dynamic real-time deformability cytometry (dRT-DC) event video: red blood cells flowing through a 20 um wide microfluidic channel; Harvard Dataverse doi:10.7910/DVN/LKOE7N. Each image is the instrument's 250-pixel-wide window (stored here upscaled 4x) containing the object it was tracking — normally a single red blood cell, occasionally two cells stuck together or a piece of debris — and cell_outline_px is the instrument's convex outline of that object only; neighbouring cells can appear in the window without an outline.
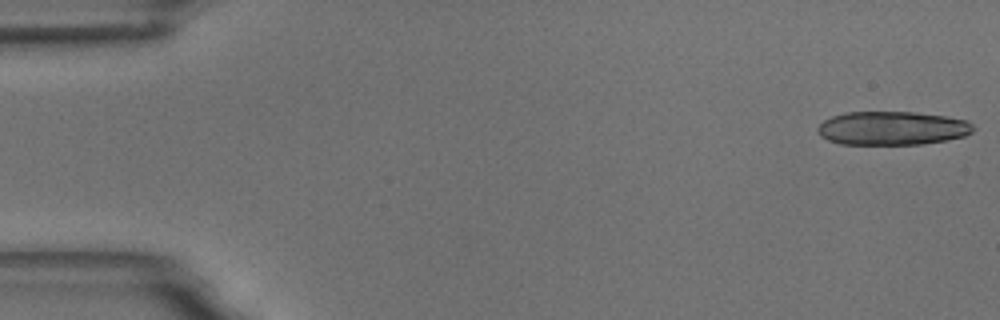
{"species": "common noctule bat (a hibernating species)", "species_latin": "Nyctalus noctula", "temperature_condition": "room temperature", "stored_images_in_passage": 16, "camera_frame_rate_fps": 3000, "um_per_image_px": 0.085, "animal": {"sex": "male", "body_mass_g": 18.8}, "frame": {"image": 1, "passage_image": 1, "time_ms": 0.0, "image_size_px": [1000, 320], "cell_outline_px": [[976, 128], [972, 132], [964, 136], [944, 140], [920, 144], [840, 144], [828, 140], [820, 136], [816, 128], [824, 120], [832, 116], [844, 112], [916, 112], [944, 116], [968, 120]], "centroid_in_image_um": [75.83, 10.89], "position_along_channel_um": 9.2, "area_um2": 30.58}}